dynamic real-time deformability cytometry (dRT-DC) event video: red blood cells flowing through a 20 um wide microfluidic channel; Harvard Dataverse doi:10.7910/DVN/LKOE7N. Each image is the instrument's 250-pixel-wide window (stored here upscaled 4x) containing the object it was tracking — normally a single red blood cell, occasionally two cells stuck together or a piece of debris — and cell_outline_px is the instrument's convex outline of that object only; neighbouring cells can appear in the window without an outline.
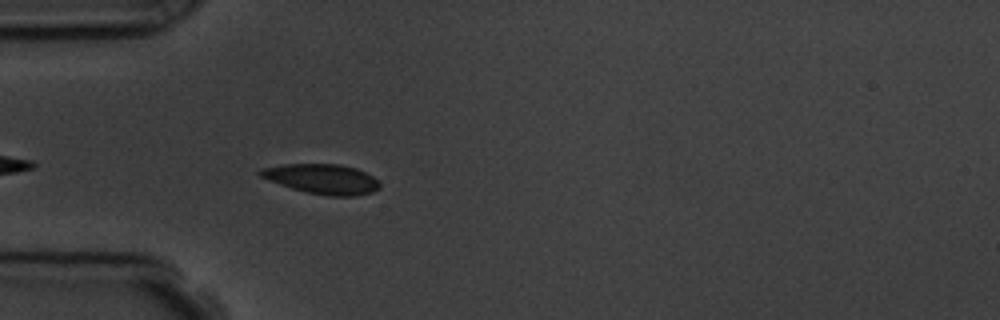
{"species": "common noctule bat (a hibernating species)", "species_latin": "Nyctalus noctula", "temperature_condition": "room temperature", "stored_images_in_passage": 4, "camera_frame_rate_fps": 3000, "um_per_image_px": 0.085, "animal": {"sex": "male", "body_mass_g": 19.5, "forearm_length_mm": 54.6}, "frame": {"image": 1, "passage_image": 4, "time_ms": 3.333, "image_size_px": [1000, 320], "cell_outline_px": [[380, 188], [372, 192], [356, 196], [328, 196], [308, 192], [292, 188], [268, 180], [260, 176], [256, 172], [260, 168], [284, 164], [340, 164], [356, 168], [372, 176], [380, 184]], "centroid_in_image_um": [27.36, 15.21], "position_along_channel_um": 57.6, "area_um2": 20.75}}